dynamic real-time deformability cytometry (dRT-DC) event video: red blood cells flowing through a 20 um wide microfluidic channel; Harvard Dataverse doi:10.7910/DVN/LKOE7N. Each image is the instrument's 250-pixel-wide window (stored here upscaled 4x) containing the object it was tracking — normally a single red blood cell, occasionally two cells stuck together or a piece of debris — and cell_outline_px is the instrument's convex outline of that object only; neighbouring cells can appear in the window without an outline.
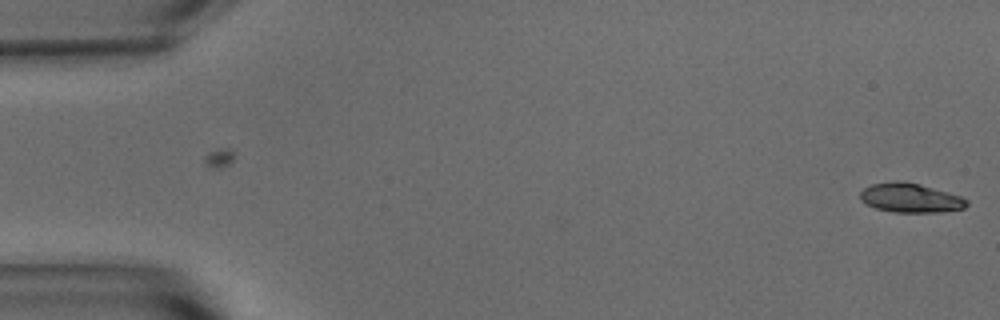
{"species": "common noctule bat (a hibernating species)", "species_latin": "Nyctalus noctula", "temperature_condition": "warm", "stored_images_in_passage": 6, "camera_frame_rate_fps": 3000, "um_per_image_px": 0.085, "animal": {"sex": "male", "body_mass_g": 15.6}, "frame": {"image": 1, "passage_image": 6, "time_ms": 1.667, "image_size_px": [1000, 320], "cell_outline_px": [[968, 204], [964, 208], [940, 212], [892, 212], [876, 208], [860, 200], [860, 192], [864, 188], [872, 184], [896, 180], [900, 180], [920, 184], [948, 192], [960, 196], [968, 200]], "centroid_in_image_um": [77.38, 16.81], "position_along_channel_um": 7.6, "area_um2": 18.15}}